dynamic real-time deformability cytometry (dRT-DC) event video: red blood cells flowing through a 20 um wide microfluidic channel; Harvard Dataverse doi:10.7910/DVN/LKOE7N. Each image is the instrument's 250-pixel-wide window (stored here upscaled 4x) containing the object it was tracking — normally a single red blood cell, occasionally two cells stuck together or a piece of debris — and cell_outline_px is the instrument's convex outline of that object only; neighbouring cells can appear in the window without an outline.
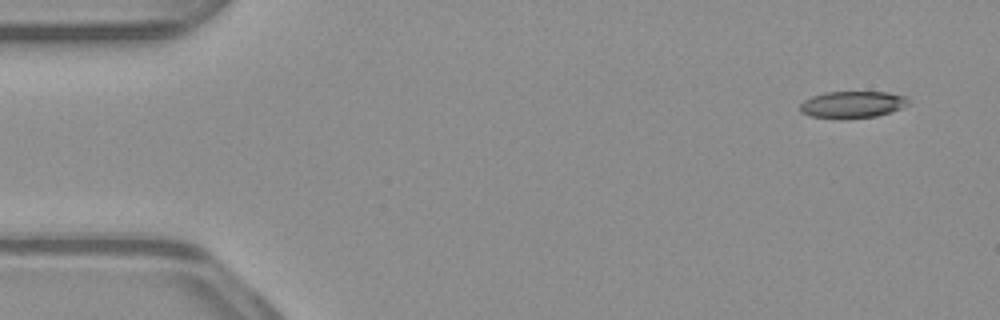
{"species": "common noctule bat (a hibernating species)", "species_latin": "Nyctalus noctula", "temperature_condition": "warm", "stored_images_in_passage": 49, "camera_frame_rate_fps": 3000, "um_per_image_px": 0.085, "animal": {"sex": "male", "body_mass_g": 23.1, "forearm_length_mm": 52.7}, "frame": {"image": 1, "passage_image": 1, "time_ms": 0.0, "image_size_px": [1000, 320], "cell_outline_px": [[908, 104], [892, 112], [876, 116], [808, 116], [800, 112], [800, 104], [804, 100], [812, 96], [824, 92], [888, 92], [908, 96]], "centroid_in_image_um": [72.48, 8.84], "position_along_channel_um": 12.5, "area_um2": 16.36}}
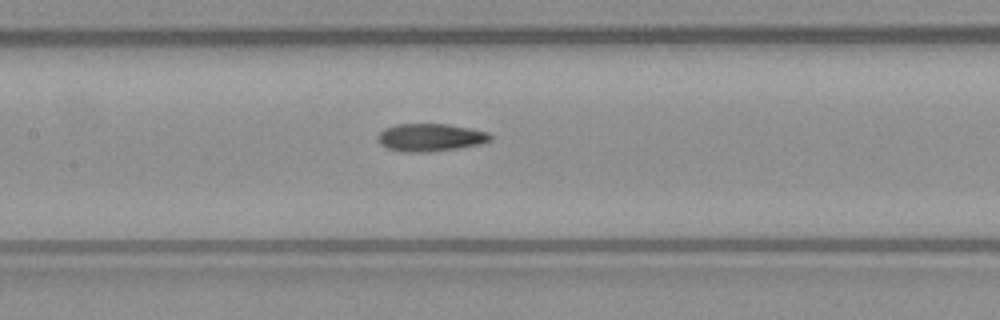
{"frame": {"image": 2, "passage_image": 22, "time_ms": 7.0, "image_size_px": [1000, 320], "cell_outline_px": [[492, 140], [480, 144], [456, 148], [428, 152], [404, 152], [388, 148], [380, 144], [376, 140], [376, 136], [384, 128], [396, 124], [448, 124], [472, 128], [488, 132], [492, 136]], "centroid_in_image_um": [36.56, 11.67], "position_along_channel_um": 170.8, "area_um2": 18.32}}
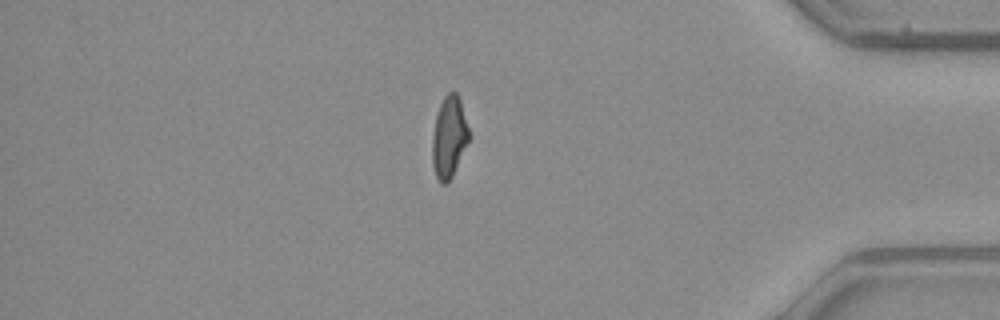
{"frame": {"image": 3, "passage_image": 42, "time_ms": 13.667, "image_size_px": [1000, 320], "cell_outline_px": [[472, 136], [448, 184], [440, 184], [436, 176], [432, 164], [432, 136], [436, 116], [440, 104], [444, 96], [448, 92], [456, 92], [460, 100]], "centroid_in_image_um": [38.19, 11.68], "position_along_channel_um": 397.0, "area_um2": 17.74}, "authors_computed_cell_mechanics": {"area_um2": 18.0914, "velocity_mm_per_s": 3.9518, "shape_relaxation_time_tau1_ms": 7.9213, "shape_relaxation_time_tau2_ms": 5.1183, "deformation_change_tau1": 0.2211, "deformation_change_tau2": 0.1164}}